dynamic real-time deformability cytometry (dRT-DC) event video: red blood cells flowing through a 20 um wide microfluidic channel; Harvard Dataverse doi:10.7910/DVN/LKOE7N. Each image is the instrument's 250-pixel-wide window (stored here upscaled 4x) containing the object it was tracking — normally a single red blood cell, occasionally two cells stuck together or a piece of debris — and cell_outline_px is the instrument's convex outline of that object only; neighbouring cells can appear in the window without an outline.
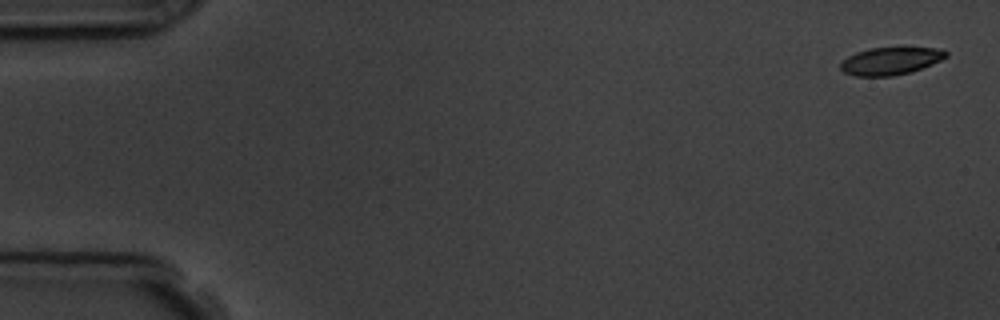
{"species": "common noctule bat (a hibernating species)", "species_latin": "Nyctalus noctula", "temperature_condition": "room temperature", "stored_images_in_passage": 4, "camera_frame_rate_fps": 3000, "um_per_image_px": 0.085, "animal": {"sex": "male", "body_mass_g": 19.5, "forearm_length_mm": 54.6}, "frame": {"image": 1, "passage_image": 1, "time_ms": 0.0, "image_size_px": [1000, 320], "cell_outline_px": [[948, 56], [932, 64], [912, 72], [892, 76], [856, 76], [844, 72], [840, 68], [840, 64], [848, 56], [856, 52], [868, 48], [936, 48], [948, 52]], "centroid_in_image_um": [75.69, 5.19], "position_along_channel_um": 9.3, "area_um2": 16.82}}